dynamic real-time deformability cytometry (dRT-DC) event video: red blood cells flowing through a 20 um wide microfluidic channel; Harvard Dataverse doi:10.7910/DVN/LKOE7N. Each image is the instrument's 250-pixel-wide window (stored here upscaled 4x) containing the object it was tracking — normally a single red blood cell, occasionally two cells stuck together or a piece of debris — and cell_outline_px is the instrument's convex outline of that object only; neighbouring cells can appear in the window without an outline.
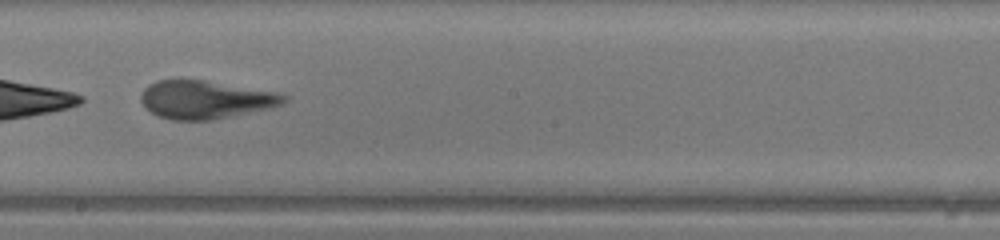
{"species": "human", "species_latin": "Homo sapiens", "temperature_condition": "warm", "stored_images_in_passage": 30, "camera_frame_rate_fps": 3000, "um_per_image_px": 0.085, "donor": {"sex": "male"}, "frame": {"image": 1, "passage_image": 13, "time_ms": 4.0, "image_size_px": [1000, 240], "cell_outline_px": [[288, 100], [280, 104], [264, 108], [212, 120], [172, 120], [160, 116], [152, 112], [140, 100], [140, 96], [144, 88], [148, 84], [156, 80], [204, 80], [276, 92], [288, 96]], "centroid_in_image_um": [17.41, 8.45], "position_along_channel_um": 230.8, "area_um2": 31.15}}